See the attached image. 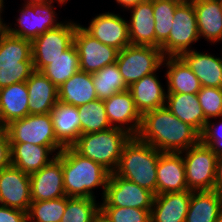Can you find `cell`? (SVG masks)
<instances>
[{
    "instance_id": "obj_16",
    "label": "cell",
    "mask_w": 222,
    "mask_h": 222,
    "mask_svg": "<svg viewBox=\"0 0 222 222\" xmlns=\"http://www.w3.org/2000/svg\"><path fill=\"white\" fill-rule=\"evenodd\" d=\"M128 22L117 14L105 12L95 16L88 28L82 27L93 38L120 51L131 44Z\"/></svg>"
},
{
    "instance_id": "obj_18",
    "label": "cell",
    "mask_w": 222,
    "mask_h": 222,
    "mask_svg": "<svg viewBox=\"0 0 222 222\" xmlns=\"http://www.w3.org/2000/svg\"><path fill=\"white\" fill-rule=\"evenodd\" d=\"M182 153L162 152L157 165V195L187 191Z\"/></svg>"
},
{
    "instance_id": "obj_2",
    "label": "cell",
    "mask_w": 222,
    "mask_h": 222,
    "mask_svg": "<svg viewBox=\"0 0 222 222\" xmlns=\"http://www.w3.org/2000/svg\"><path fill=\"white\" fill-rule=\"evenodd\" d=\"M64 191L67 197L95 198L92 189L103 186V195L110 172L102 165L78 154L72 147L62 150Z\"/></svg>"
},
{
    "instance_id": "obj_10",
    "label": "cell",
    "mask_w": 222,
    "mask_h": 222,
    "mask_svg": "<svg viewBox=\"0 0 222 222\" xmlns=\"http://www.w3.org/2000/svg\"><path fill=\"white\" fill-rule=\"evenodd\" d=\"M195 10L192 2H182L175 10L173 27L161 45L164 57H179L190 51V44L199 39Z\"/></svg>"
},
{
    "instance_id": "obj_3",
    "label": "cell",
    "mask_w": 222,
    "mask_h": 222,
    "mask_svg": "<svg viewBox=\"0 0 222 222\" xmlns=\"http://www.w3.org/2000/svg\"><path fill=\"white\" fill-rule=\"evenodd\" d=\"M161 153L151 144L132 136L123 147L114 173L157 195V165Z\"/></svg>"
},
{
    "instance_id": "obj_28",
    "label": "cell",
    "mask_w": 222,
    "mask_h": 222,
    "mask_svg": "<svg viewBox=\"0 0 222 222\" xmlns=\"http://www.w3.org/2000/svg\"><path fill=\"white\" fill-rule=\"evenodd\" d=\"M50 114L57 140L64 147H71L80 136V118L77 107L58 101Z\"/></svg>"
},
{
    "instance_id": "obj_14",
    "label": "cell",
    "mask_w": 222,
    "mask_h": 222,
    "mask_svg": "<svg viewBox=\"0 0 222 222\" xmlns=\"http://www.w3.org/2000/svg\"><path fill=\"white\" fill-rule=\"evenodd\" d=\"M30 175L10 165L0 171V205L28 212L31 204Z\"/></svg>"
},
{
    "instance_id": "obj_36",
    "label": "cell",
    "mask_w": 222,
    "mask_h": 222,
    "mask_svg": "<svg viewBox=\"0 0 222 222\" xmlns=\"http://www.w3.org/2000/svg\"><path fill=\"white\" fill-rule=\"evenodd\" d=\"M67 205V196L47 201L31 202L28 222H61Z\"/></svg>"
},
{
    "instance_id": "obj_40",
    "label": "cell",
    "mask_w": 222,
    "mask_h": 222,
    "mask_svg": "<svg viewBox=\"0 0 222 222\" xmlns=\"http://www.w3.org/2000/svg\"><path fill=\"white\" fill-rule=\"evenodd\" d=\"M200 141L208 146L217 156L222 154V123L215 126L211 121L206 122L203 132L200 134Z\"/></svg>"
},
{
    "instance_id": "obj_13",
    "label": "cell",
    "mask_w": 222,
    "mask_h": 222,
    "mask_svg": "<svg viewBox=\"0 0 222 222\" xmlns=\"http://www.w3.org/2000/svg\"><path fill=\"white\" fill-rule=\"evenodd\" d=\"M73 44L77 49L81 71L93 74L117 61L119 50L93 38L81 25L75 30Z\"/></svg>"
},
{
    "instance_id": "obj_44",
    "label": "cell",
    "mask_w": 222,
    "mask_h": 222,
    "mask_svg": "<svg viewBox=\"0 0 222 222\" xmlns=\"http://www.w3.org/2000/svg\"><path fill=\"white\" fill-rule=\"evenodd\" d=\"M148 0H116L118 4L122 7L129 9L131 7L137 6L140 3L146 2Z\"/></svg>"
},
{
    "instance_id": "obj_20",
    "label": "cell",
    "mask_w": 222,
    "mask_h": 222,
    "mask_svg": "<svg viewBox=\"0 0 222 222\" xmlns=\"http://www.w3.org/2000/svg\"><path fill=\"white\" fill-rule=\"evenodd\" d=\"M29 114H48L58 102V87L41 71H34L26 80Z\"/></svg>"
},
{
    "instance_id": "obj_17",
    "label": "cell",
    "mask_w": 222,
    "mask_h": 222,
    "mask_svg": "<svg viewBox=\"0 0 222 222\" xmlns=\"http://www.w3.org/2000/svg\"><path fill=\"white\" fill-rule=\"evenodd\" d=\"M104 105L112 127L123 129L132 136L138 134L142 116L136 109L129 90L115 93L104 100ZM128 123L132 124L129 125ZM123 125H127V127Z\"/></svg>"
},
{
    "instance_id": "obj_41",
    "label": "cell",
    "mask_w": 222,
    "mask_h": 222,
    "mask_svg": "<svg viewBox=\"0 0 222 222\" xmlns=\"http://www.w3.org/2000/svg\"><path fill=\"white\" fill-rule=\"evenodd\" d=\"M0 222H28L27 213L19 209L0 205Z\"/></svg>"
},
{
    "instance_id": "obj_49",
    "label": "cell",
    "mask_w": 222,
    "mask_h": 222,
    "mask_svg": "<svg viewBox=\"0 0 222 222\" xmlns=\"http://www.w3.org/2000/svg\"><path fill=\"white\" fill-rule=\"evenodd\" d=\"M50 1H53V2H54V0H50ZM55 1H58L60 4H64V3H66L68 0H55Z\"/></svg>"
},
{
    "instance_id": "obj_31",
    "label": "cell",
    "mask_w": 222,
    "mask_h": 222,
    "mask_svg": "<svg viewBox=\"0 0 222 222\" xmlns=\"http://www.w3.org/2000/svg\"><path fill=\"white\" fill-rule=\"evenodd\" d=\"M222 194L216 190L192 191L185 222H216Z\"/></svg>"
},
{
    "instance_id": "obj_46",
    "label": "cell",
    "mask_w": 222,
    "mask_h": 222,
    "mask_svg": "<svg viewBox=\"0 0 222 222\" xmlns=\"http://www.w3.org/2000/svg\"><path fill=\"white\" fill-rule=\"evenodd\" d=\"M2 10H0V37L7 33L8 25L3 24V19L1 18Z\"/></svg>"
},
{
    "instance_id": "obj_35",
    "label": "cell",
    "mask_w": 222,
    "mask_h": 222,
    "mask_svg": "<svg viewBox=\"0 0 222 222\" xmlns=\"http://www.w3.org/2000/svg\"><path fill=\"white\" fill-rule=\"evenodd\" d=\"M182 2L178 0H152L155 18V39L162 45L173 27L174 13Z\"/></svg>"
},
{
    "instance_id": "obj_29",
    "label": "cell",
    "mask_w": 222,
    "mask_h": 222,
    "mask_svg": "<svg viewBox=\"0 0 222 222\" xmlns=\"http://www.w3.org/2000/svg\"><path fill=\"white\" fill-rule=\"evenodd\" d=\"M11 165L27 174L41 170L52 159L49 154L53 153L47 146L30 143H10Z\"/></svg>"
},
{
    "instance_id": "obj_24",
    "label": "cell",
    "mask_w": 222,
    "mask_h": 222,
    "mask_svg": "<svg viewBox=\"0 0 222 222\" xmlns=\"http://www.w3.org/2000/svg\"><path fill=\"white\" fill-rule=\"evenodd\" d=\"M26 82L0 88V128L29 115Z\"/></svg>"
},
{
    "instance_id": "obj_7",
    "label": "cell",
    "mask_w": 222,
    "mask_h": 222,
    "mask_svg": "<svg viewBox=\"0 0 222 222\" xmlns=\"http://www.w3.org/2000/svg\"><path fill=\"white\" fill-rule=\"evenodd\" d=\"M160 48L149 45L130 44L118 52L116 64L129 87L143 76L152 74L163 64Z\"/></svg>"
},
{
    "instance_id": "obj_6",
    "label": "cell",
    "mask_w": 222,
    "mask_h": 222,
    "mask_svg": "<svg viewBox=\"0 0 222 222\" xmlns=\"http://www.w3.org/2000/svg\"><path fill=\"white\" fill-rule=\"evenodd\" d=\"M10 143H30L47 146L60 153L65 147L57 140L51 114L33 115L14 120L4 128Z\"/></svg>"
},
{
    "instance_id": "obj_1",
    "label": "cell",
    "mask_w": 222,
    "mask_h": 222,
    "mask_svg": "<svg viewBox=\"0 0 222 222\" xmlns=\"http://www.w3.org/2000/svg\"><path fill=\"white\" fill-rule=\"evenodd\" d=\"M136 137L158 151L173 153H184L200 142V133L178 119L165 106L142 115Z\"/></svg>"
},
{
    "instance_id": "obj_27",
    "label": "cell",
    "mask_w": 222,
    "mask_h": 222,
    "mask_svg": "<svg viewBox=\"0 0 222 222\" xmlns=\"http://www.w3.org/2000/svg\"><path fill=\"white\" fill-rule=\"evenodd\" d=\"M96 99L92 73L79 70L58 87V101L63 104L78 107Z\"/></svg>"
},
{
    "instance_id": "obj_43",
    "label": "cell",
    "mask_w": 222,
    "mask_h": 222,
    "mask_svg": "<svg viewBox=\"0 0 222 222\" xmlns=\"http://www.w3.org/2000/svg\"><path fill=\"white\" fill-rule=\"evenodd\" d=\"M214 190L222 194V154L217 156Z\"/></svg>"
},
{
    "instance_id": "obj_45",
    "label": "cell",
    "mask_w": 222,
    "mask_h": 222,
    "mask_svg": "<svg viewBox=\"0 0 222 222\" xmlns=\"http://www.w3.org/2000/svg\"><path fill=\"white\" fill-rule=\"evenodd\" d=\"M93 222H113L107 215H105L101 210H99L94 219Z\"/></svg>"
},
{
    "instance_id": "obj_51",
    "label": "cell",
    "mask_w": 222,
    "mask_h": 222,
    "mask_svg": "<svg viewBox=\"0 0 222 222\" xmlns=\"http://www.w3.org/2000/svg\"><path fill=\"white\" fill-rule=\"evenodd\" d=\"M180 2H193L194 0H178Z\"/></svg>"
},
{
    "instance_id": "obj_50",
    "label": "cell",
    "mask_w": 222,
    "mask_h": 222,
    "mask_svg": "<svg viewBox=\"0 0 222 222\" xmlns=\"http://www.w3.org/2000/svg\"><path fill=\"white\" fill-rule=\"evenodd\" d=\"M4 4V1L3 0H0V10H3V5Z\"/></svg>"
},
{
    "instance_id": "obj_37",
    "label": "cell",
    "mask_w": 222,
    "mask_h": 222,
    "mask_svg": "<svg viewBox=\"0 0 222 222\" xmlns=\"http://www.w3.org/2000/svg\"><path fill=\"white\" fill-rule=\"evenodd\" d=\"M95 198L67 197V205L61 222H93L100 210Z\"/></svg>"
},
{
    "instance_id": "obj_22",
    "label": "cell",
    "mask_w": 222,
    "mask_h": 222,
    "mask_svg": "<svg viewBox=\"0 0 222 222\" xmlns=\"http://www.w3.org/2000/svg\"><path fill=\"white\" fill-rule=\"evenodd\" d=\"M155 72L143 76L128 87L138 112H146L164 107L166 105V92L164 91Z\"/></svg>"
},
{
    "instance_id": "obj_30",
    "label": "cell",
    "mask_w": 222,
    "mask_h": 222,
    "mask_svg": "<svg viewBox=\"0 0 222 222\" xmlns=\"http://www.w3.org/2000/svg\"><path fill=\"white\" fill-rule=\"evenodd\" d=\"M167 66L166 79L168 83L167 94L184 93L197 94L201 84L196 75L180 57H164Z\"/></svg>"
},
{
    "instance_id": "obj_4",
    "label": "cell",
    "mask_w": 222,
    "mask_h": 222,
    "mask_svg": "<svg viewBox=\"0 0 222 222\" xmlns=\"http://www.w3.org/2000/svg\"><path fill=\"white\" fill-rule=\"evenodd\" d=\"M131 137L127 131L112 127L96 133L81 134L71 147L81 156L95 161L110 173H114L123 147Z\"/></svg>"
},
{
    "instance_id": "obj_11",
    "label": "cell",
    "mask_w": 222,
    "mask_h": 222,
    "mask_svg": "<svg viewBox=\"0 0 222 222\" xmlns=\"http://www.w3.org/2000/svg\"><path fill=\"white\" fill-rule=\"evenodd\" d=\"M155 194L123 177L110 173L100 207L151 210Z\"/></svg>"
},
{
    "instance_id": "obj_47",
    "label": "cell",
    "mask_w": 222,
    "mask_h": 222,
    "mask_svg": "<svg viewBox=\"0 0 222 222\" xmlns=\"http://www.w3.org/2000/svg\"><path fill=\"white\" fill-rule=\"evenodd\" d=\"M50 0H28L27 3L48 2Z\"/></svg>"
},
{
    "instance_id": "obj_23",
    "label": "cell",
    "mask_w": 222,
    "mask_h": 222,
    "mask_svg": "<svg viewBox=\"0 0 222 222\" xmlns=\"http://www.w3.org/2000/svg\"><path fill=\"white\" fill-rule=\"evenodd\" d=\"M199 79L201 87L222 88V58L190 50L179 56Z\"/></svg>"
},
{
    "instance_id": "obj_26",
    "label": "cell",
    "mask_w": 222,
    "mask_h": 222,
    "mask_svg": "<svg viewBox=\"0 0 222 222\" xmlns=\"http://www.w3.org/2000/svg\"><path fill=\"white\" fill-rule=\"evenodd\" d=\"M165 107L178 119L194 127L200 134L207 120L197 94L174 93L166 95Z\"/></svg>"
},
{
    "instance_id": "obj_38",
    "label": "cell",
    "mask_w": 222,
    "mask_h": 222,
    "mask_svg": "<svg viewBox=\"0 0 222 222\" xmlns=\"http://www.w3.org/2000/svg\"><path fill=\"white\" fill-rule=\"evenodd\" d=\"M205 119L222 117V88L201 87L197 93Z\"/></svg>"
},
{
    "instance_id": "obj_8",
    "label": "cell",
    "mask_w": 222,
    "mask_h": 222,
    "mask_svg": "<svg viewBox=\"0 0 222 222\" xmlns=\"http://www.w3.org/2000/svg\"><path fill=\"white\" fill-rule=\"evenodd\" d=\"M184 167L190 191L214 190L217 155L201 141L185 152Z\"/></svg>"
},
{
    "instance_id": "obj_9",
    "label": "cell",
    "mask_w": 222,
    "mask_h": 222,
    "mask_svg": "<svg viewBox=\"0 0 222 222\" xmlns=\"http://www.w3.org/2000/svg\"><path fill=\"white\" fill-rule=\"evenodd\" d=\"M78 25L72 22L62 23L31 41L32 60L36 71H41L52 63V60L61 56L73 44Z\"/></svg>"
},
{
    "instance_id": "obj_39",
    "label": "cell",
    "mask_w": 222,
    "mask_h": 222,
    "mask_svg": "<svg viewBox=\"0 0 222 222\" xmlns=\"http://www.w3.org/2000/svg\"><path fill=\"white\" fill-rule=\"evenodd\" d=\"M113 222H151V210L123 207H100Z\"/></svg>"
},
{
    "instance_id": "obj_12",
    "label": "cell",
    "mask_w": 222,
    "mask_h": 222,
    "mask_svg": "<svg viewBox=\"0 0 222 222\" xmlns=\"http://www.w3.org/2000/svg\"><path fill=\"white\" fill-rule=\"evenodd\" d=\"M52 3L53 1L26 3L20 10L21 15L17 19L19 28L8 26L7 32L10 35L32 41L47 30L58 27L62 22L56 21Z\"/></svg>"
},
{
    "instance_id": "obj_42",
    "label": "cell",
    "mask_w": 222,
    "mask_h": 222,
    "mask_svg": "<svg viewBox=\"0 0 222 222\" xmlns=\"http://www.w3.org/2000/svg\"><path fill=\"white\" fill-rule=\"evenodd\" d=\"M11 165L10 142L7 133L0 128V171Z\"/></svg>"
},
{
    "instance_id": "obj_33",
    "label": "cell",
    "mask_w": 222,
    "mask_h": 222,
    "mask_svg": "<svg viewBox=\"0 0 222 222\" xmlns=\"http://www.w3.org/2000/svg\"><path fill=\"white\" fill-rule=\"evenodd\" d=\"M80 118V135L112 128L103 100L96 99L77 107Z\"/></svg>"
},
{
    "instance_id": "obj_21",
    "label": "cell",
    "mask_w": 222,
    "mask_h": 222,
    "mask_svg": "<svg viewBox=\"0 0 222 222\" xmlns=\"http://www.w3.org/2000/svg\"><path fill=\"white\" fill-rule=\"evenodd\" d=\"M131 20L129 24L130 43L133 45H149L161 49L155 39V18L152 0L131 7Z\"/></svg>"
},
{
    "instance_id": "obj_34",
    "label": "cell",
    "mask_w": 222,
    "mask_h": 222,
    "mask_svg": "<svg viewBox=\"0 0 222 222\" xmlns=\"http://www.w3.org/2000/svg\"><path fill=\"white\" fill-rule=\"evenodd\" d=\"M92 80L99 100L104 101L115 93L128 90L116 63L94 72Z\"/></svg>"
},
{
    "instance_id": "obj_32",
    "label": "cell",
    "mask_w": 222,
    "mask_h": 222,
    "mask_svg": "<svg viewBox=\"0 0 222 222\" xmlns=\"http://www.w3.org/2000/svg\"><path fill=\"white\" fill-rule=\"evenodd\" d=\"M79 70V56L75 45L72 44L61 56L45 66L41 72L49 78L56 87H60Z\"/></svg>"
},
{
    "instance_id": "obj_19",
    "label": "cell",
    "mask_w": 222,
    "mask_h": 222,
    "mask_svg": "<svg viewBox=\"0 0 222 222\" xmlns=\"http://www.w3.org/2000/svg\"><path fill=\"white\" fill-rule=\"evenodd\" d=\"M191 195L190 190L155 195L151 222H185Z\"/></svg>"
},
{
    "instance_id": "obj_25",
    "label": "cell",
    "mask_w": 222,
    "mask_h": 222,
    "mask_svg": "<svg viewBox=\"0 0 222 222\" xmlns=\"http://www.w3.org/2000/svg\"><path fill=\"white\" fill-rule=\"evenodd\" d=\"M197 29L199 37L208 41L222 40V11L220 0H194Z\"/></svg>"
},
{
    "instance_id": "obj_48",
    "label": "cell",
    "mask_w": 222,
    "mask_h": 222,
    "mask_svg": "<svg viewBox=\"0 0 222 222\" xmlns=\"http://www.w3.org/2000/svg\"><path fill=\"white\" fill-rule=\"evenodd\" d=\"M216 222H222V207L219 211L218 218H217Z\"/></svg>"
},
{
    "instance_id": "obj_5",
    "label": "cell",
    "mask_w": 222,
    "mask_h": 222,
    "mask_svg": "<svg viewBox=\"0 0 222 222\" xmlns=\"http://www.w3.org/2000/svg\"><path fill=\"white\" fill-rule=\"evenodd\" d=\"M34 71L31 41L8 32L0 37V88L26 82Z\"/></svg>"
},
{
    "instance_id": "obj_15",
    "label": "cell",
    "mask_w": 222,
    "mask_h": 222,
    "mask_svg": "<svg viewBox=\"0 0 222 222\" xmlns=\"http://www.w3.org/2000/svg\"><path fill=\"white\" fill-rule=\"evenodd\" d=\"M41 170L30 174L32 202L66 196L62 171V151Z\"/></svg>"
}]
</instances>
